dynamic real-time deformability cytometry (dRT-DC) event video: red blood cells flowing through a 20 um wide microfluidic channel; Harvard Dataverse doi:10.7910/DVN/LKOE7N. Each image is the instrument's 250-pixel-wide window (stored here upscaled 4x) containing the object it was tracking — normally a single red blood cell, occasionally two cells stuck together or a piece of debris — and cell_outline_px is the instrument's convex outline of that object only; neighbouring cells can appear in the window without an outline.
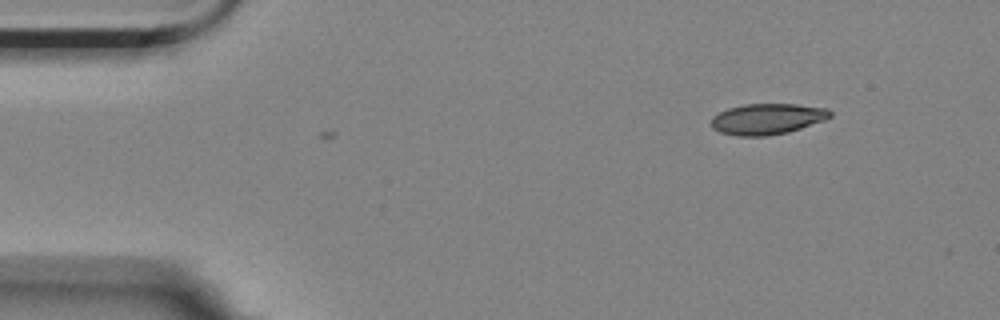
{"species": "Egyptian fruit bat (a non-hibernating species)", "species_latin": "Rousettus aegyptiacus", "temperature_condition": "room temperature", "stored_images_in_passage": 3, "camera_frame_rate_fps": 3000, "um_per_image_px": 0.085, "animal": {"sex": "female"}, "frame": {"image": 1, "passage_image": 3, "time_ms": 2.0, "image_size_px": [1000, 320], "cell_outline_px": [[832, 116], [824, 120], [788, 132], [768, 136], [740, 136], [720, 132], [712, 128], [712, 116], [728, 108], [744, 104], [796, 104], [828, 108], [832, 112]], "centroid_in_image_um": [65.23, 10.1], "position_along_channel_um": 19.8, "area_um2": 21.39}}